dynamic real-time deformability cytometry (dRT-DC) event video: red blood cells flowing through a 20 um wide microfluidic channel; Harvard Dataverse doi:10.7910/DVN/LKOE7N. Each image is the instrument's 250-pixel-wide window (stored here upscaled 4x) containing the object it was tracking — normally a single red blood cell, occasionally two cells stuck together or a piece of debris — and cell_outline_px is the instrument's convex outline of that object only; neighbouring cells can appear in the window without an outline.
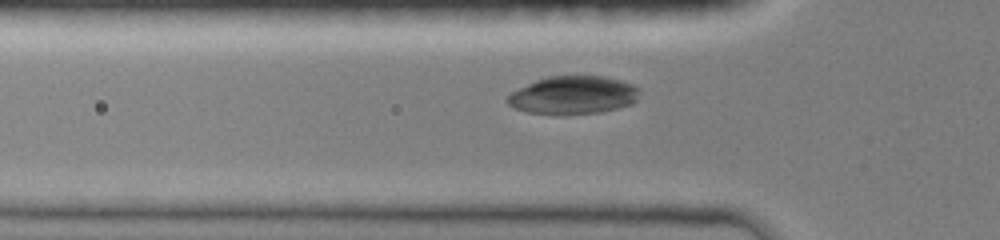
{"species": "common noctule bat (a hibernating species)", "species_latin": "Nyctalus noctula", "temperature_condition": "room temperature", "stored_images_in_passage": 38, "camera_frame_rate_fps": 3000, "um_per_image_px": 0.085, "animal": {"sex": "female", "body_mass_g": 19.0, "forearm_length_mm": 51.5}, "frame": {"image": 1, "passage_image": 10, "time_ms": 3.0, "image_size_px": [1000, 240], "cell_outline_px": [[640, 88], [636, 100], [632, 104], [600, 112], [560, 116], [528, 112], [516, 108], [508, 104], [504, 100], [512, 92], [536, 80], [548, 76], [604, 76], [620, 80], [632, 84]], "centroid_in_image_um": [48.72, 8.1], "position_along_channel_um": 77.1, "area_um2": 29.48}}
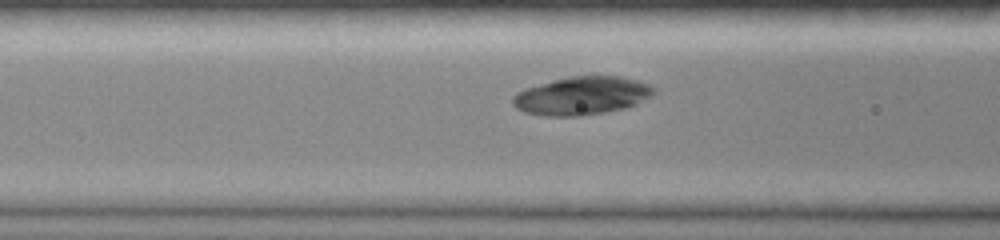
{"frame": {"image": 2, "passage_image": 13, "time_ms": 4.0, "image_size_px": [1000, 240], "cell_outline_px": [[652, 96], [624, 108], [604, 112], [580, 116], [544, 116], [524, 112], [516, 108], [512, 104], [512, 96], [516, 92], [524, 88], [552, 80], [568, 76], [620, 76], [636, 80], [648, 84], [652, 88]], "centroid_in_image_um": [49.37, 8.14], "position_along_channel_um": 117.2, "area_um2": 31.27}}
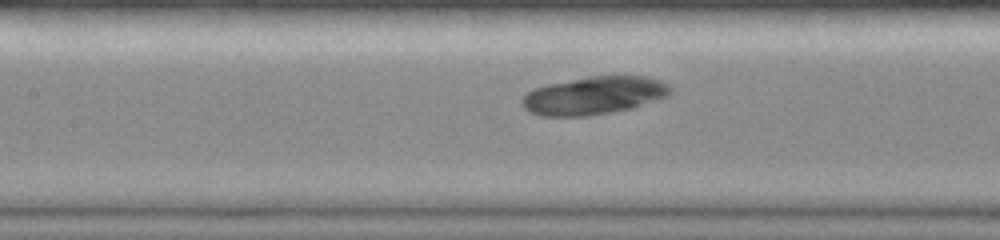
{"frame": {"image": 3, "passage_image": 16, "time_ms": 5.0, "image_size_px": [1000, 240], "cell_outline_px": [[672, 92], [668, 96], [632, 108], [612, 112], [588, 116], [544, 116], [528, 112], [520, 104], [520, 100], [532, 88], [548, 84], [592, 76], [648, 76], [660, 80], [668, 84], [672, 88]], "centroid_in_image_um": [50.48, 8.12], "position_along_channel_um": 156.9, "area_um2": 32.95}}